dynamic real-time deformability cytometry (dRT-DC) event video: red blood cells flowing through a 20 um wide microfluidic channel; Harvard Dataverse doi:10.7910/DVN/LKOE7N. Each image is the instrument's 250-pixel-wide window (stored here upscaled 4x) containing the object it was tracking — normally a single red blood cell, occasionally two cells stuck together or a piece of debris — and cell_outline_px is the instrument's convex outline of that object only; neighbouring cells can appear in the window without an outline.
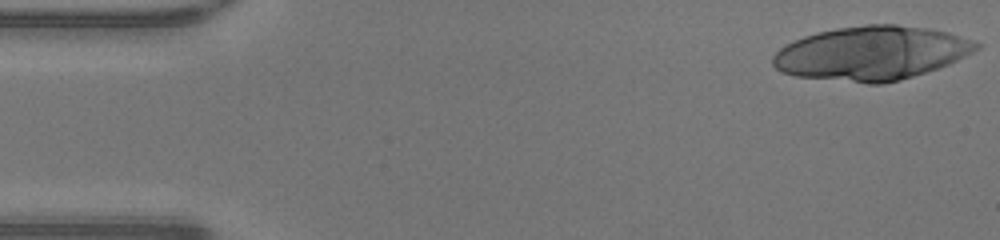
{"species": "human", "species_latin": "Homo sapiens", "temperature_condition": "warm", "stored_images_in_passage": 23, "camera_frame_rate_fps": 3000, "um_per_image_px": 0.085, "donor": {"sex": "male"}, "frame": {"image": 1, "passage_image": 1, "time_ms": 0.0, "image_size_px": [1000, 240], "cell_outline_px": [[980, 48], [948, 64], [900, 80], [880, 84], [868, 84], [796, 76], [780, 72], [772, 64], [772, 56], [784, 44], [804, 36], [816, 32], [836, 28], [868, 24], [896, 24], [928, 28], [948, 32], [972, 40], [980, 44]], "centroid_in_image_um": [74.03, 4.51], "position_along_channel_um": 11.0, "area_um2": 63.87}}
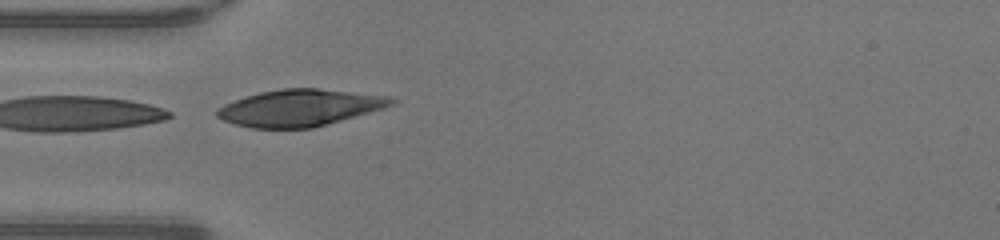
{"frame": {"image": 2, "passage_image": 14, "time_ms": 4.333, "image_size_px": [1000, 240], "cell_outline_px": [[396, 100], [392, 104], [384, 108], [312, 128], [252, 128], [236, 124], [224, 120], [216, 116], [216, 108], [224, 104], [260, 92], [284, 88], [316, 88], [388, 96]], "centroid_in_image_um": [25.46, 9.16], "position_along_channel_um": 59.5, "area_um2": 36.82}}
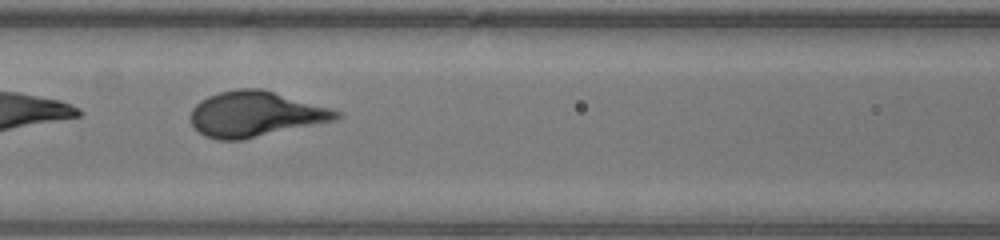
{"frame": {"image": 3, "passage_image": 20, "time_ms": 6.333, "image_size_px": [1000, 240], "cell_outline_px": [[344, 116], [336, 120], [240, 140], [216, 140], [204, 136], [192, 124], [192, 108], [200, 100], [208, 96], [220, 92], [240, 88], [264, 88], [332, 108], [344, 112]], "centroid_in_image_um": [21.77, 9.68], "position_along_channel_um": 144.8, "area_um2": 38.73}}